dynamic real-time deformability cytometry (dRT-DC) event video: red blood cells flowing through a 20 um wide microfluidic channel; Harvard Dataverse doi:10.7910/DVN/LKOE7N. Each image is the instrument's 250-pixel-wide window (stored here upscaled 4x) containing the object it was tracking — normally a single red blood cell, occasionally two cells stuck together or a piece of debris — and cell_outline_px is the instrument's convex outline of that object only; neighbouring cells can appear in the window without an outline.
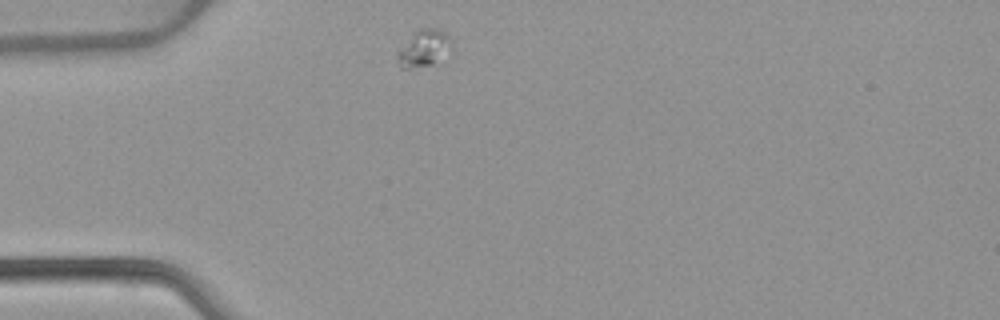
{"species": "common noctule bat (a hibernating species)", "species_latin": "Nyctalus noctula", "temperature_condition": "warm", "stored_images_in_passage": 41, "camera_frame_rate_fps": 3000, "um_per_image_px": 0.085, "animal": {"sex": "female", "body_mass_g": 22.7, "forearm_length_mm": 54.2}, "frame": {"image": 1, "passage_image": 1, "time_ms": 0.0, "image_size_px": [1000, 320], "cell_outline_px": [[452, 52], [432, 64], [412, 68], [400, 68], [396, 60], [396, 56], [412, 32], [416, 28], [436, 28], [444, 32], [452, 40]], "centroid_in_image_um": [36.05, 4.09], "position_along_channel_um": 48.9, "area_um2": 11.85}}
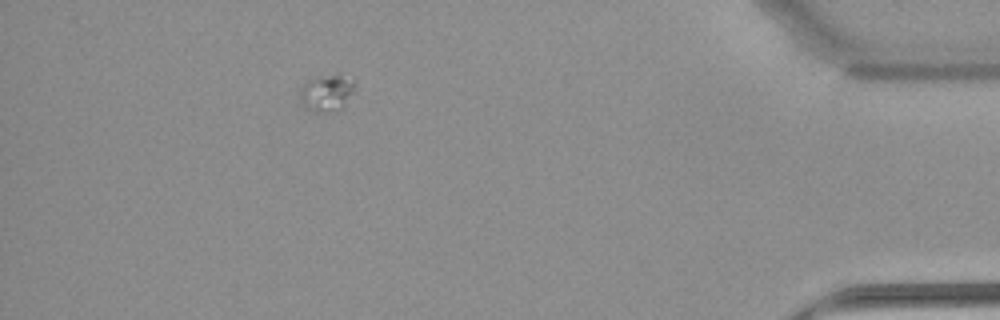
{"frame": {"image": 2, "passage_image": 36, "time_ms": 11.667, "image_size_px": [1000, 320], "cell_outline_px": [[356, 84], [344, 104], [340, 108], [316, 112], [312, 112], [304, 108], [300, 100], [300, 88], [308, 80], [316, 76], [336, 72], [340, 72], [356, 80]], "centroid_in_image_um": [27.75, 7.81], "position_along_channel_um": 407.4, "area_um2": 11.96}}